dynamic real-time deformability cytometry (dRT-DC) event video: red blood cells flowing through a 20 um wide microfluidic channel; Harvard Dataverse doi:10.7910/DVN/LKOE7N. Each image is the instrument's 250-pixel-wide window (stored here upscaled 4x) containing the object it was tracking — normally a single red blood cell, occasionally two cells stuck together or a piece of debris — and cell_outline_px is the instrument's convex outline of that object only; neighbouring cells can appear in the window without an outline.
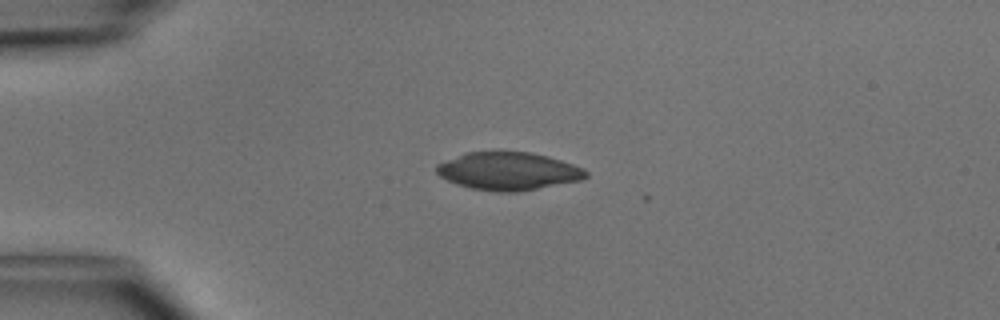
{"species": "common noctule bat (a hibernating species)", "species_latin": "Nyctalus noctula", "temperature_condition": "cold", "stored_images_in_passage": 3, "camera_frame_rate_fps": 3000, "um_per_image_px": 0.085, "animal": {"sex": "male", "body_mass_g": 15.6}, "frame": {"image": 1, "passage_image": 2, "time_ms": 0.333, "image_size_px": [1000, 320], "cell_outline_px": [[588, 176], [580, 180], [516, 192], [496, 192], [472, 188], [448, 180], [440, 176], [436, 172], [436, 164], [464, 152], [528, 152], [548, 156], [584, 168], [588, 172]], "centroid_in_image_um": [43.2, 14.54], "position_along_channel_um": 41.8, "area_um2": 32.66}}